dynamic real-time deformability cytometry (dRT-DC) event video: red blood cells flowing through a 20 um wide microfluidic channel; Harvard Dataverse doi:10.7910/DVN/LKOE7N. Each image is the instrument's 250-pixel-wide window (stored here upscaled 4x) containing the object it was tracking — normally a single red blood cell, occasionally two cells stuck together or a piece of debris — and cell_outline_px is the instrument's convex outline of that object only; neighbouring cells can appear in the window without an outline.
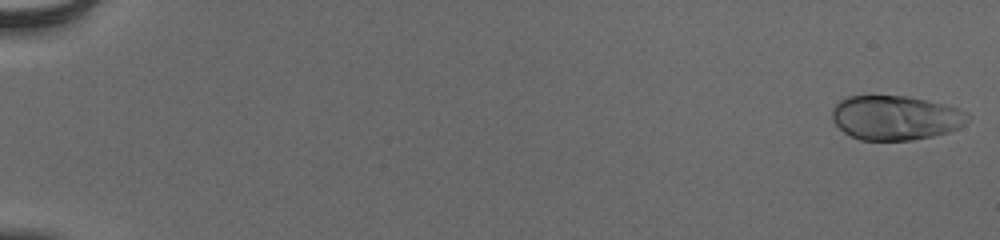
{"species": "human", "species_latin": "Homo sapiens", "temperature_condition": "cold", "stored_images_in_passage": 55, "camera_frame_rate_fps": 3000, "um_per_image_px": 0.085, "donor": {"sex": "male"}, "frame": {"image": 1, "passage_image": 1, "time_ms": 0.0, "image_size_px": [1000, 240], "cell_outline_px": [[968, 120], [960, 128], [948, 132], [932, 136], [912, 140], [860, 140], [844, 132], [832, 120], [832, 108], [840, 100], [848, 96], [908, 96], [944, 104], [956, 108], [964, 112], [968, 116]], "centroid_in_image_um": [76.1, 10.01], "position_along_channel_um": 8.9, "area_um2": 34.97}}
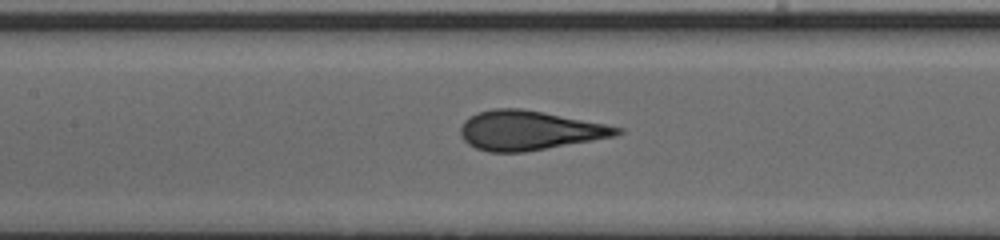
{"frame": {"image": 2, "passage_image": 28, "time_ms": 9.0, "image_size_px": [1000, 240], "cell_outline_px": [[624, 132], [616, 136], [524, 152], [488, 152], [476, 148], [468, 144], [460, 136], [460, 128], [464, 120], [468, 116], [476, 112], [496, 108], [520, 108], [544, 112], [624, 128]], "centroid_in_image_um": [44.95, 11.08], "position_along_channel_um": 162.4, "area_um2": 35.89}}
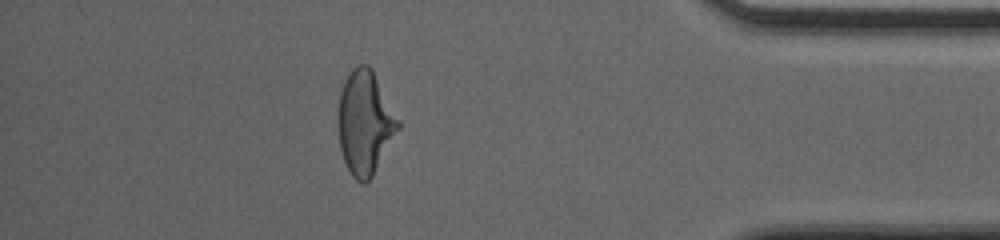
{"frame": {"image": 3, "passage_image": 49, "time_ms": 16.0, "image_size_px": [1000, 240], "cell_outline_px": [[400, 128], [372, 176], [364, 184], [356, 180], [352, 176], [344, 160], [340, 148], [336, 124], [336, 120], [340, 92], [344, 80], [352, 68], [356, 64], [368, 64], [372, 68], [400, 120]], "centroid_in_image_um": [31.0, 10.39], "position_along_channel_um": 404.2, "area_um2": 36.7}, "authors_computed_cell_mechanics": {"area_um2": 35.3158, "velocity_mm_per_s": 3.9023, "shape_relaxation_time_tau1_ms": 5.1597, "shape_relaxation_time_tau2_ms": null, "deformation_change_tau1": 0.1945, "deformation_change_tau2": null}}